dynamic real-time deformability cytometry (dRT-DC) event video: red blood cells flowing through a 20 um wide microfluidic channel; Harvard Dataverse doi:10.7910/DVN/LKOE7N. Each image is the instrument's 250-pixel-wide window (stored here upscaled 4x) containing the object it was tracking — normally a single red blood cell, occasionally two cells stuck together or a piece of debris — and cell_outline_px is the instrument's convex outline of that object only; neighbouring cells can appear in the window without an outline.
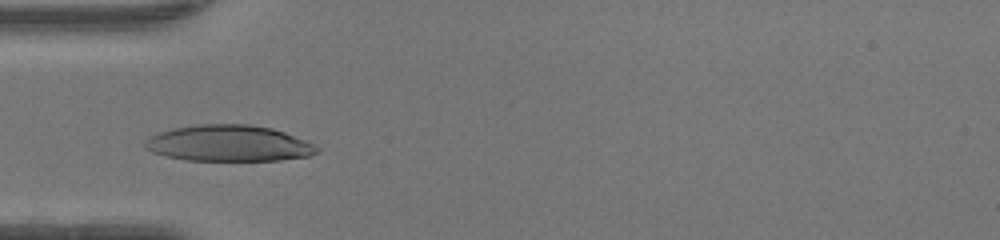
{"species": "human", "species_latin": "Homo sapiens", "temperature_condition": "warm", "stored_images_in_passage": 34, "camera_frame_rate_fps": 3000, "um_per_image_px": 0.085, "donor": {"sex": "female"}, "frame": {"image": 1, "passage_image": 10, "time_ms": 3.0, "image_size_px": [1000, 240], "cell_outline_px": [[320, 152], [308, 156], [280, 160], [184, 160], [164, 156], [152, 152], [144, 148], [144, 140], [160, 132], [172, 128], [196, 124], [248, 124], [272, 128], [308, 140], [320, 148]], "centroid_in_image_um": [19.45, 12.18], "position_along_channel_um": 65.5, "area_um2": 36.53}}
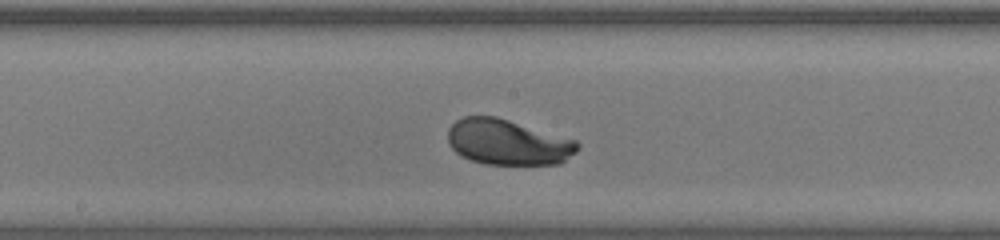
{"frame": {"image": 2, "passage_image": 20, "time_ms": 6.333, "image_size_px": [1000, 240], "cell_outline_px": [[580, 148], [576, 152], [560, 164], [484, 164], [460, 156], [448, 144], [448, 128], [456, 120], [464, 116], [496, 116], [576, 140], [580, 144]], "centroid_in_image_um": [43.15, 12.09], "position_along_channel_um": 205.0, "area_um2": 34.51}}
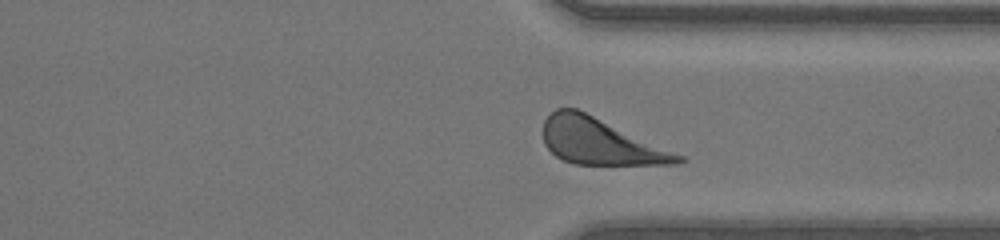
{"frame": {"image": 3, "passage_image": 31, "time_ms": 10.0, "image_size_px": [1000, 240], "cell_outline_px": [[688, 160], [676, 164], [572, 164], [556, 156], [544, 144], [544, 120], [556, 108], [576, 108], [684, 156]], "centroid_in_image_um": [51.0, 12.04], "position_along_channel_um": 360.4, "area_um2": 35.72}, "authors_computed_cell_mechanics": {"area_um2": 35.7204, "velocity_mm_per_s": 4.2207, "shape_relaxation_time_tau1_ms": 1.9356, "shape_relaxation_time_tau2_ms": null, "deformation_change_tau1": 0.147, "deformation_change_tau2": null}}